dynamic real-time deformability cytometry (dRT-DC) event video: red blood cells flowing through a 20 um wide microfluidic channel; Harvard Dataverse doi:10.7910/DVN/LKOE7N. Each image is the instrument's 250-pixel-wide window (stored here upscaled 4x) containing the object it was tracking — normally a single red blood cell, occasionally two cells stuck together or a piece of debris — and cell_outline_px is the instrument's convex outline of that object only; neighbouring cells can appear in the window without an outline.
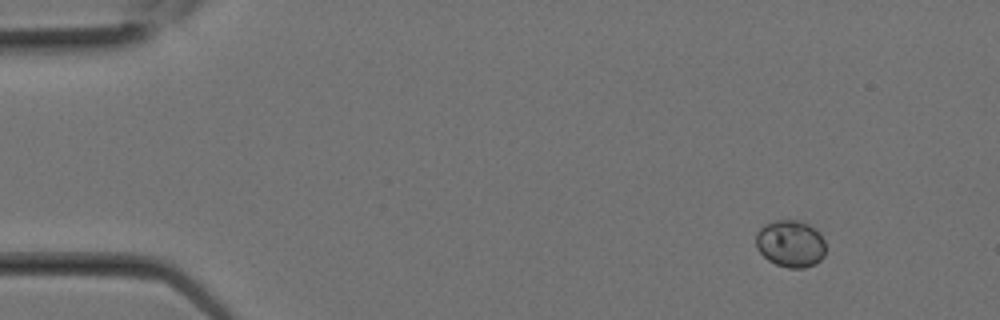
{"species": "Egyptian fruit bat (a non-hibernating species)", "species_latin": "Rousettus aegyptiacus", "temperature_condition": "room temperature", "stored_images_in_passage": 1, "camera_frame_rate_fps": 3000, "um_per_image_px": 0.085, "animal": {"sex": "female"}, "frame": {"image": 1, "passage_image": 1, "time_ms": 0.0, "image_size_px": [1000, 320], "cell_outline_px": [[824, 256], [820, 260], [804, 268], [788, 268], [776, 264], [768, 260], [756, 248], [756, 232], [764, 224], [776, 220], [796, 220], [808, 224], [824, 240]], "centroid_in_image_um": [67.15, 20.71], "position_along_channel_um": 17.9, "area_um2": 18.9}}